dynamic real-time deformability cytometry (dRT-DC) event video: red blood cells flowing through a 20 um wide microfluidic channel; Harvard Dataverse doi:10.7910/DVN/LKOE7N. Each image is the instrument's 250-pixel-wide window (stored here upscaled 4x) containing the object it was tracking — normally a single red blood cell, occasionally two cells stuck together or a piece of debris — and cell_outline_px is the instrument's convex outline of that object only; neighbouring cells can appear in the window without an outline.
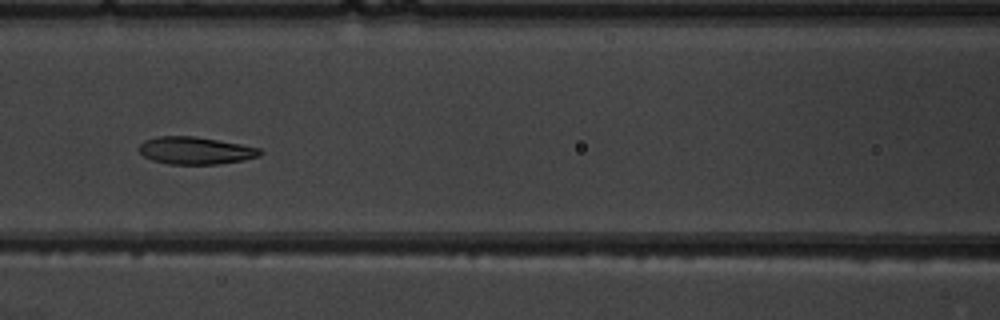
{"species": "common noctule bat (a hibernating species)", "species_latin": "Nyctalus noctula", "temperature_condition": "warm", "stored_images_in_passage": 9, "segment_of_instrument_passage": [1, 2], "camera_frame_rate_fps": 3000, "um_per_image_px": 0.085, "animal": {"sex": "male", "body_mass_g": 19.5, "forearm_length_mm": 54.6}, "frame": {"image": 1, "passage_image": 6, "time_ms": 6.0, "image_size_px": [1000, 320], "cell_outline_px": [[264, 152], [260, 156], [244, 160], [220, 164], [168, 164], [152, 160], [144, 156], [140, 152], [140, 144], [144, 140], [156, 136], [196, 136], [240, 144], [260, 148]], "centroid_in_image_um": [16.63, 12.8], "position_along_channel_um": 150.0, "area_um2": 19.42}}
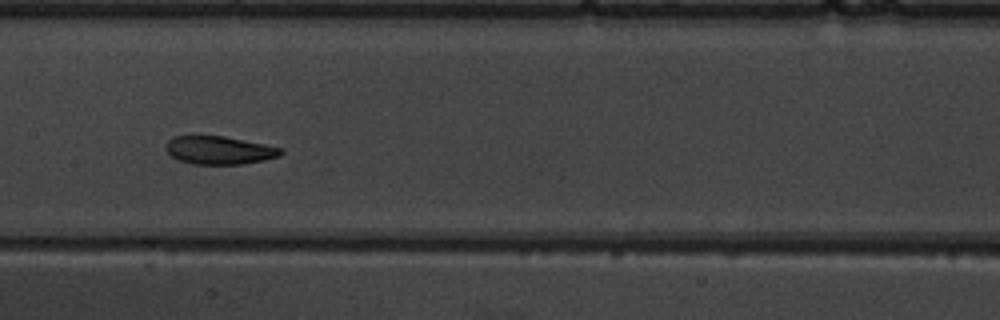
{"frame": {"image": 2, "passage_image": 7, "time_ms": 7.0, "image_size_px": [1000, 320], "cell_outline_px": [[284, 152], [280, 156], [264, 160], [244, 164], [192, 164], [180, 160], [172, 156], [164, 148], [164, 144], [172, 136], [224, 136], [284, 148]], "centroid_in_image_um": [18.64, 12.77], "position_along_channel_um": 188.8, "area_um2": 18.96}}
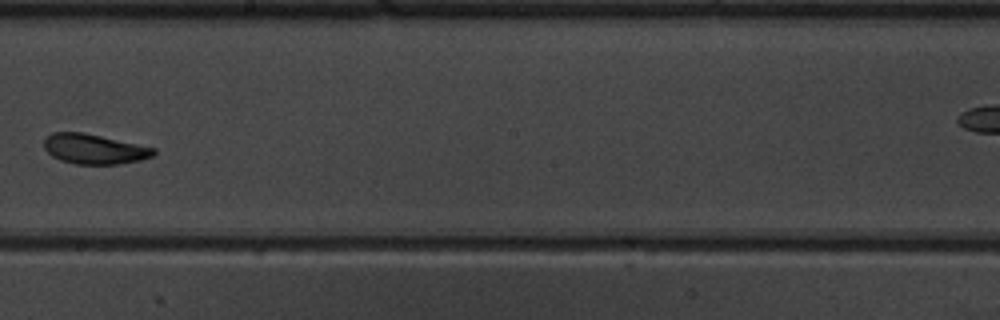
{"frame": {"image": 3, "passage_image": 8, "time_ms": 8.333, "image_size_px": [1000, 320], "cell_outline_px": [[156, 152], [152, 156], [140, 160], [116, 164], [76, 164], [60, 160], [52, 156], [44, 148], [44, 140], [52, 132], [84, 132], [156, 148]], "centroid_in_image_um": [8.0, 12.66], "position_along_channel_um": 240.2, "area_um2": 19.07}}